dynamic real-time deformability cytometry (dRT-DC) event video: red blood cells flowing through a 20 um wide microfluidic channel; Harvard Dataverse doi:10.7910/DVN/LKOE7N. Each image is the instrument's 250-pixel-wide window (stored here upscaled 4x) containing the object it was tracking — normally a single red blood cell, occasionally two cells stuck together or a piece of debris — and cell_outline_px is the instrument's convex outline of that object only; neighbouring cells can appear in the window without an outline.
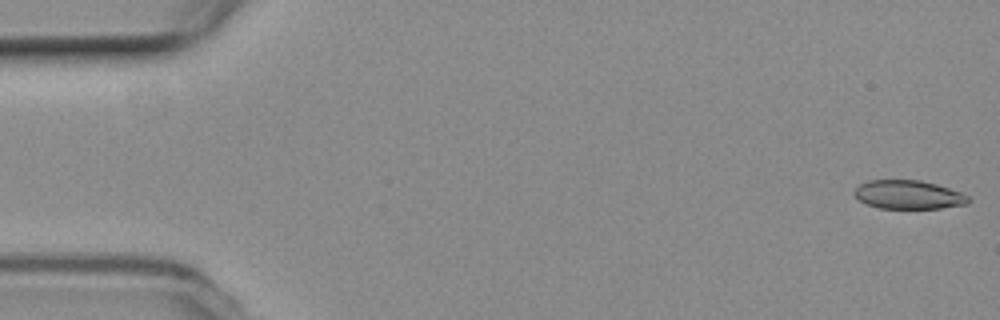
{"species": "common noctule bat (a hibernating species)", "species_latin": "Nyctalus noctula", "temperature_condition": "room temperature", "stored_images_in_passage": 54, "camera_frame_rate_fps": 3000, "um_per_image_px": 0.085, "animal": {"sex": "female", "body_mass_g": 19.3, "forearm_length_mm": 54.1}, "frame": {"image": 1, "passage_image": 1, "time_ms": 0.0, "image_size_px": [1000, 320], "cell_outline_px": [[972, 200], [968, 204], [940, 208], [880, 208], [868, 204], [860, 200], [852, 192], [860, 184], [868, 180], [920, 180], [936, 184], [960, 192], [968, 196]], "centroid_in_image_um": [77.23, 16.54], "position_along_channel_um": 7.8, "area_um2": 18.96}}
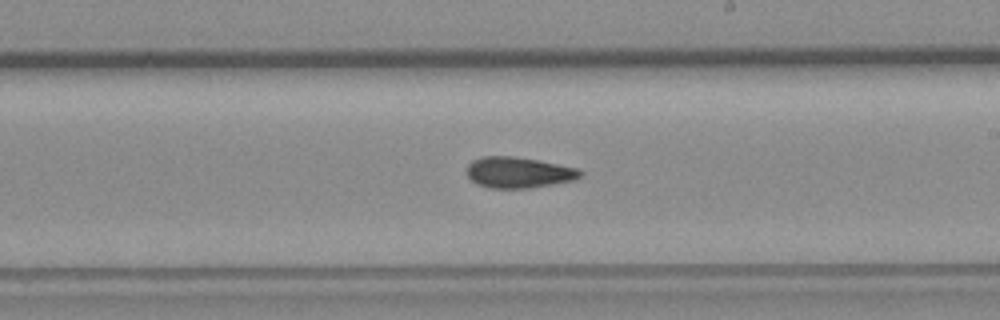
{"frame": {"image": 2, "passage_image": 31, "time_ms": 10.0, "image_size_px": [1000, 320], "cell_outline_px": [[584, 172], [580, 176], [572, 180], [552, 184], [528, 188], [488, 188], [476, 184], [468, 176], [468, 164], [472, 160], [484, 156], [512, 156], [536, 160], [576, 168]], "centroid_in_image_um": [44.04, 14.66], "position_along_channel_um": 245.0, "area_um2": 20.17}}
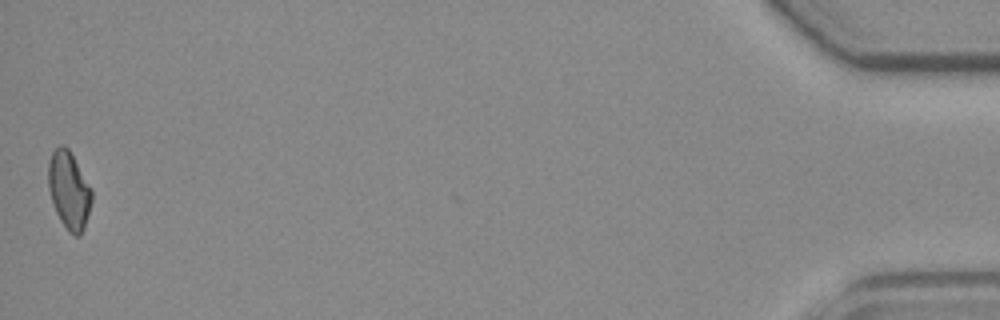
{"frame": {"image": 3, "passage_image": 54, "time_ms": 17.667, "image_size_px": [1000, 320], "cell_outline_px": [[92, 200], [84, 228], [80, 236], [72, 236], [68, 232], [60, 220], [56, 212], [48, 188], [48, 160], [52, 152], [60, 144], [64, 144], [68, 148], [92, 192]], "centroid_in_image_um": [5.84, 16.19], "position_along_channel_um": 429.4, "area_um2": 19.42}, "authors_computed_cell_mechanics": {"area_um2": 20.2011, "velocity_mm_per_s": 3.7436, "shape_relaxation_time_tau1_ms": null, "shape_relaxation_time_tau2_ms": 3.7666, "deformation_change_tau1": null, "deformation_change_tau2": 0.0917}}